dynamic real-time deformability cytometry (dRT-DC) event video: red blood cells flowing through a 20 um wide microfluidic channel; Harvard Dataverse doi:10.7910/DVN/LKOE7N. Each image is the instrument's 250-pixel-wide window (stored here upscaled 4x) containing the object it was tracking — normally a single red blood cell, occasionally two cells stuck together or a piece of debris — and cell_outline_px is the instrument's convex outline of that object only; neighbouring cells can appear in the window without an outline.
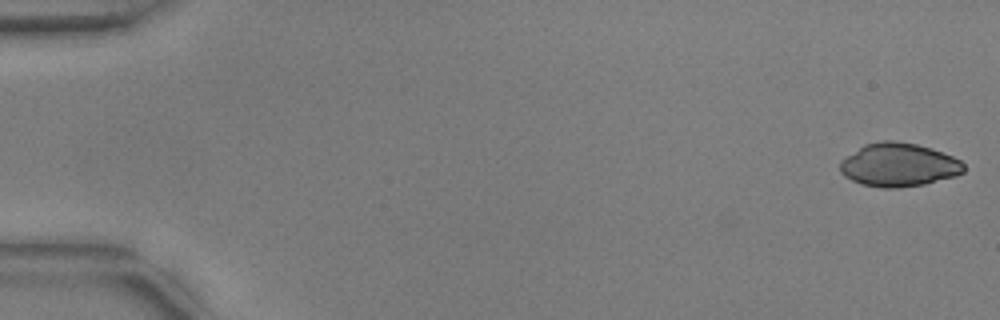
{"species": "common noctule bat (a hibernating species)", "species_latin": "Nyctalus noctula", "temperature_condition": "warm", "stored_images_in_passage": 53, "camera_frame_rate_fps": 3000, "um_per_image_px": 0.085, "animal": {"sex": "male", "body_mass_g": 17.9, "forearm_length_mm": 54.2}, "frame": {"image": 1, "passage_image": 1, "time_ms": 0.0, "image_size_px": [1000, 320], "cell_outline_px": [[964, 172], [956, 176], [924, 184], [896, 188], [884, 188], [864, 184], [852, 180], [844, 176], [840, 172], [840, 160], [864, 144], [884, 140], [896, 140], [916, 144], [932, 148], [952, 156], [960, 160], [964, 164]], "centroid_in_image_um": [76.39, 14.0], "position_along_channel_um": 8.6, "area_um2": 31.39}}